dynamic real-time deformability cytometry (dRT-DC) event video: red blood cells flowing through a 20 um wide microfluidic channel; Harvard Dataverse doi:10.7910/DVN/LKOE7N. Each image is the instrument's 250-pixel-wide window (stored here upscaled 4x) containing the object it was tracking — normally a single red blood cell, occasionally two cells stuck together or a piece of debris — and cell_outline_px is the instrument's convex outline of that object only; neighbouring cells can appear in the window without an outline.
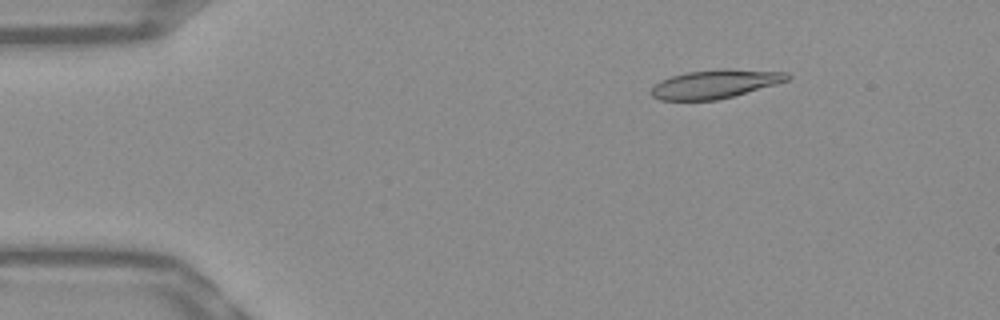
{"species": "Egyptian fruit bat (a non-hibernating species)", "species_latin": "Rousettus aegyptiacus", "temperature_condition": "warm", "stored_images_in_passage": 53, "camera_frame_rate_fps": 3000, "um_per_image_px": 0.085, "frame": {"image": 1, "passage_image": 8, "time_ms": 2.333, "image_size_px": [1000, 320], "cell_outline_px": [[792, 76], [788, 80], [776, 84], [732, 96], [716, 100], [660, 100], [652, 96], [652, 88], [660, 80], [672, 76], [688, 72], [724, 68], [728, 68], [788, 72]], "centroid_in_image_um": [60.82, 7.13], "position_along_channel_um": 24.2, "area_um2": 22.6}}
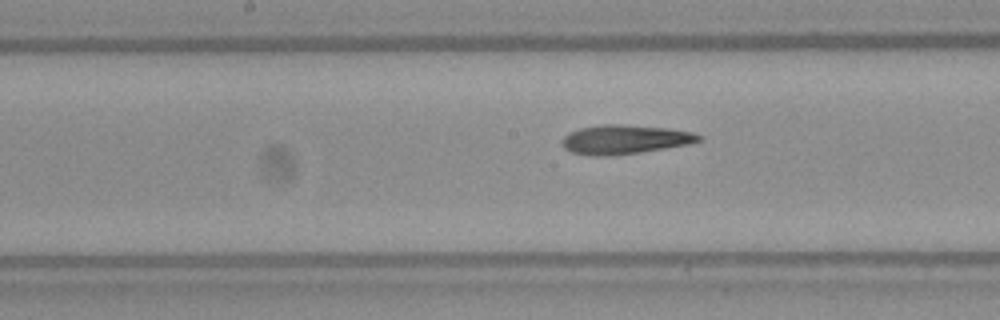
{"frame": {"image": 2, "passage_image": 27, "time_ms": 8.667, "image_size_px": [1000, 320], "cell_outline_px": [[704, 140], [688, 144], [640, 152], [608, 156], [592, 156], [572, 152], [564, 148], [560, 140], [568, 132], [580, 128], [600, 124], [624, 124], [668, 128], [692, 132], [704, 136]], "centroid_in_image_um": [53.1, 11.84], "position_along_channel_um": 195.1, "area_um2": 23.41}}
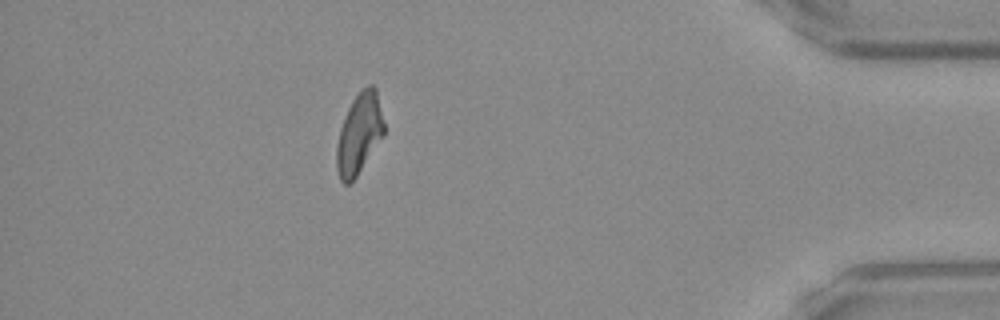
{"frame": {"image": 3, "passage_image": 47, "time_ms": 15.333, "image_size_px": [1000, 320], "cell_outline_px": [[384, 136], [356, 176], [348, 184], [344, 184], [340, 180], [336, 168], [336, 148], [340, 128], [348, 108], [352, 100], [368, 84], [372, 84], [376, 88], [384, 124]], "centroid_in_image_um": [30.53, 11.37], "position_along_channel_um": 404.7, "area_um2": 22.08}, "authors_computed_cell_mechanics": {"area_um2": 22.5998, "velocity_mm_per_s": 3.8387, "shape_relaxation_time_tau1_ms": 9.2463, "shape_relaxation_time_tau2_ms": 2.383, "deformation_change_tau1": 0.2489, "deformation_change_tau2": 0.1164}}